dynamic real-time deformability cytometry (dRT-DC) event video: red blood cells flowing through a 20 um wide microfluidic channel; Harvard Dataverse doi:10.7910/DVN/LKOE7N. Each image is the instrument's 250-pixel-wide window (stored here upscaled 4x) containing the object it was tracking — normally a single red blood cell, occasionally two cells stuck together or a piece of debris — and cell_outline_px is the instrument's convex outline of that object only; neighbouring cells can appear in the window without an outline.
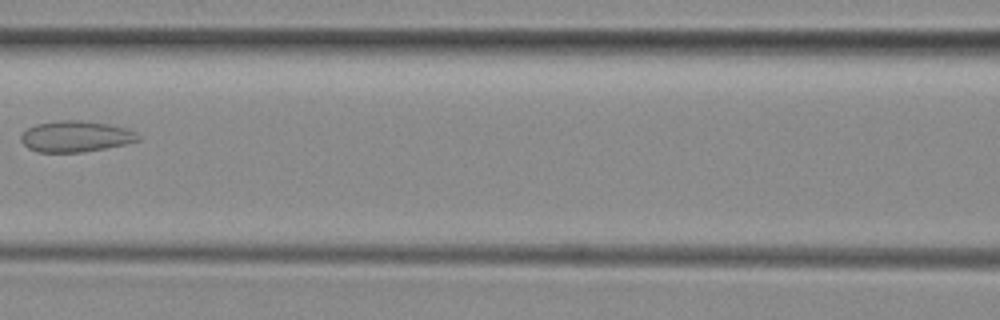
{"species": "common noctule bat (a hibernating species)", "species_latin": "Nyctalus noctula", "temperature_condition": "room temperature", "stored_images_in_passage": 4, "camera_frame_rate_fps": 3000, "um_per_image_px": 0.085, "animal": {"sex": "female", "body_mass_g": 29.2, "forearm_length_mm": 56.3}, "frame": {"image": 1, "passage_image": 3, "time_ms": 3.333, "image_size_px": [1000, 320], "cell_outline_px": [[140, 140], [124, 144], [104, 148], [80, 152], [36, 152], [28, 148], [20, 140], [20, 136], [28, 128], [36, 124], [60, 120], [80, 120], [108, 124], [124, 128], [136, 132], [140, 136]], "centroid_in_image_um": [6.41, 11.59], "position_along_channel_um": 160.2, "area_um2": 21.04}}
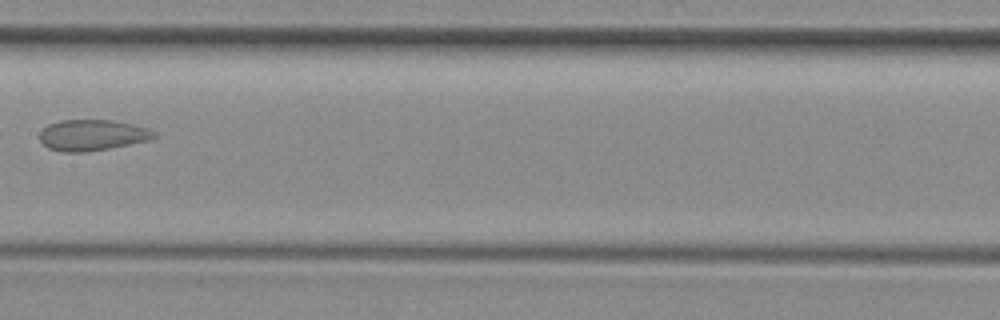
{"frame": {"image": 2, "passage_image": 4, "time_ms": 4.333, "image_size_px": [1000, 320], "cell_outline_px": [[156, 136], [148, 140], [108, 148], [84, 152], [60, 152], [48, 148], [40, 140], [40, 132], [48, 124], [60, 120], [116, 120], [148, 128], [156, 132]], "centroid_in_image_um": [7.82, 11.47], "position_along_channel_um": 199.6, "area_um2": 20.58}}